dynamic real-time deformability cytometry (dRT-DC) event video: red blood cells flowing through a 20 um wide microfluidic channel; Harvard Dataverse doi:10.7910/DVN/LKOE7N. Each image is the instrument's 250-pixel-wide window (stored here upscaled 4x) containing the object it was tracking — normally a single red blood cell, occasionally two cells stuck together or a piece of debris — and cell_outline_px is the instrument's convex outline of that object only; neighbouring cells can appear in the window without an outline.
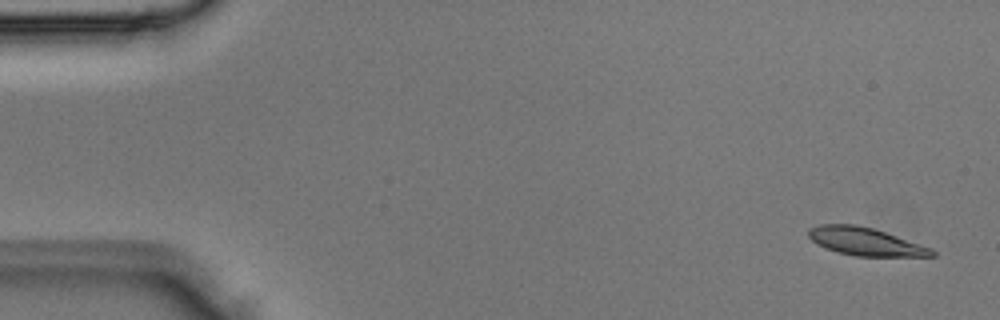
{"species": "Egyptian fruit bat (a non-hibernating species)", "species_latin": "Rousettus aegyptiacus", "temperature_condition": "room temperature", "stored_images_in_passage": 5, "camera_frame_rate_fps": 3000, "um_per_image_px": 0.085, "animal": {"sex": "male"}, "frame": {"image": 1, "passage_image": 5, "time_ms": 1.333, "image_size_px": [1000, 320], "cell_outline_px": [[936, 256], [856, 256], [836, 252], [824, 248], [816, 244], [808, 236], [808, 228], [820, 224], [856, 224], [872, 228], [932, 248], [936, 252]], "centroid_in_image_um": [73.51, 20.53], "position_along_channel_um": 11.5, "area_um2": 20.06}}